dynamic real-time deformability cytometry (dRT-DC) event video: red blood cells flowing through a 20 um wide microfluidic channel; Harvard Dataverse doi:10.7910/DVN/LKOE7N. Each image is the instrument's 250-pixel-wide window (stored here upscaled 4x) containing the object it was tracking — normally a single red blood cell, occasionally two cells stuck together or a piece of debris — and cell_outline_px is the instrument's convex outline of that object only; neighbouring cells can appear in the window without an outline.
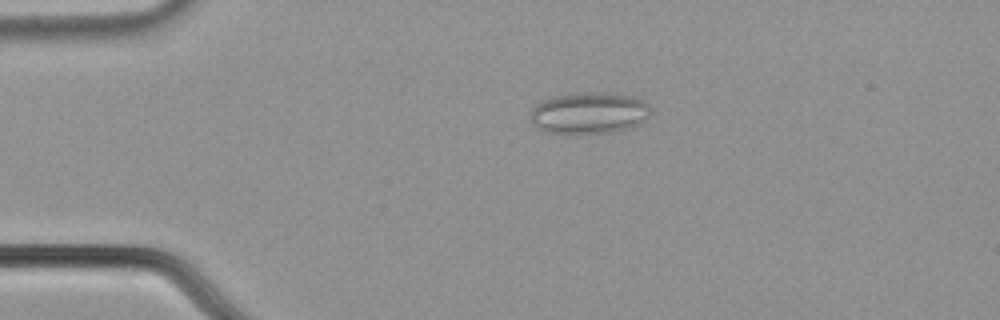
{"species": "common noctule bat (a hibernating species)", "species_latin": "Nyctalus noctula", "temperature_condition": "cold", "stored_images_in_passage": 55, "camera_frame_rate_fps": 3000, "um_per_image_px": 0.085, "animal": {"sex": "male", "body_mass_g": 21.5, "forearm_length_mm": 52.0}, "frame": {"image": 1, "passage_image": 12, "time_ms": 3.667, "image_size_px": [1000, 320], "cell_outline_px": [[648, 116], [640, 124], [628, 128], [608, 132], [544, 132], [536, 128], [532, 124], [532, 108], [540, 100], [552, 96], [584, 92], [612, 92], [636, 96], [644, 100], [648, 104]], "centroid_in_image_um": [50.07, 9.56], "position_along_channel_um": 34.9, "area_um2": 29.07}}
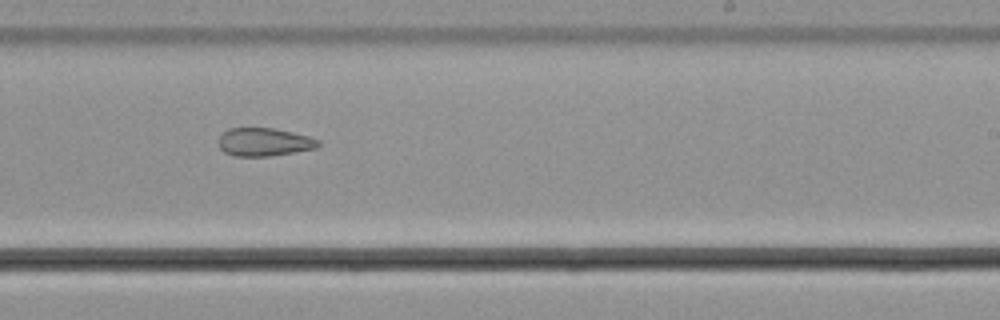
{"frame": {"image": 2, "passage_image": 34, "time_ms": 11.0, "image_size_px": [1000, 320], "cell_outline_px": [[320, 144], [316, 148], [272, 156], [236, 156], [224, 152], [220, 148], [220, 136], [228, 128], [276, 128], [308, 136], [320, 140]], "centroid_in_image_um": [22.48, 12.07], "position_along_channel_um": 266.5, "area_um2": 16.3}}
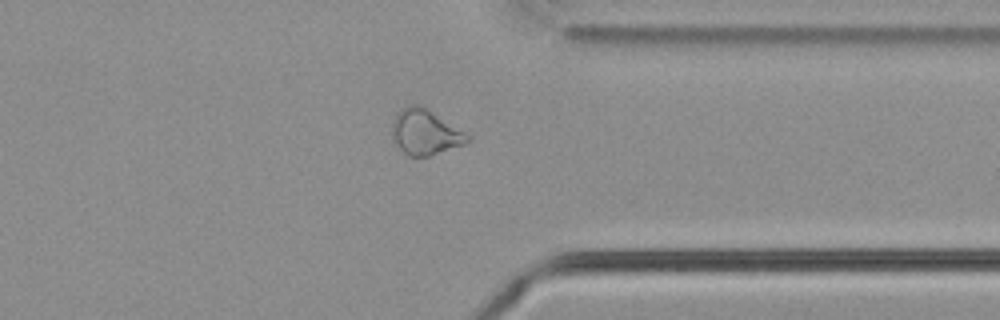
{"frame": {"image": 3, "passage_image": 43, "time_ms": 14.0, "image_size_px": [1000, 320], "cell_outline_px": [[472, 140], [464, 144], [428, 156], [408, 156], [392, 140], [392, 124], [396, 116], [408, 104], [420, 104], [428, 108], [472, 136]], "centroid_in_image_um": [36.17, 11.22], "position_along_channel_um": 375.2, "area_um2": 19.94}, "authors_computed_cell_mechanics": {"area_um2": 22.0218, "velocity_mm_per_s": 3.7326, "shape_relaxation_time_tau1_ms": null, "shape_relaxation_time_tau2_ms": 9.8169, "deformation_change_tau1": null, "deformation_change_tau2": 0.1687}}